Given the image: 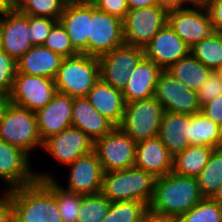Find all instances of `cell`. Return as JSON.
Instances as JSON below:
<instances>
[{"instance_id": "52a82bcc", "label": "cell", "mask_w": 222, "mask_h": 222, "mask_svg": "<svg viewBox=\"0 0 222 222\" xmlns=\"http://www.w3.org/2000/svg\"><path fill=\"white\" fill-rule=\"evenodd\" d=\"M167 23V12L158 7L129 9L123 25L124 44L144 48Z\"/></svg>"}, {"instance_id": "603a6c76", "label": "cell", "mask_w": 222, "mask_h": 222, "mask_svg": "<svg viewBox=\"0 0 222 222\" xmlns=\"http://www.w3.org/2000/svg\"><path fill=\"white\" fill-rule=\"evenodd\" d=\"M162 71L153 61L144 57L132 70L122 91L125 103L153 97Z\"/></svg>"}, {"instance_id": "2e32d148", "label": "cell", "mask_w": 222, "mask_h": 222, "mask_svg": "<svg viewBox=\"0 0 222 222\" xmlns=\"http://www.w3.org/2000/svg\"><path fill=\"white\" fill-rule=\"evenodd\" d=\"M92 19V3L86 0L68 1L59 22L65 28L73 48L88 55V35Z\"/></svg>"}, {"instance_id": "f546056e", "label": "cell", "mask_w": 222, "mask_h": 222, "mask_svg": "<svg viewBox=\"0 0 222 222\" xmlns=\"http://www.w3.org/2000/svg\"><path fill=\"white\" fill-rule=\"evenodd\" d=\"M37 180H41L56 196V202L62 218V222H77L78 211L82 200L81 194H76L72 191L62 188L55 179L47 174L36 173Z\"/></svg>"}, {"instance_id": "5b68a950", "label": "cell", "mask_w": 222, "mask_h": 222, "mask_svg": "<svg viewBox=\"0 0 222 222\" xmlns=\"http://www.w3.org/2000/svg\"><path fill=\"white\" fill-rule=\"evenodd\" d=\"M0 139L27 154L42 147L35 112L10 103L0 119Z\"/></svg>"}, {"instance_id": "e575fe53", "label": "cell", "mask_w": 222, "mask_h": 222, "mask_svg": "<svg viewBox=\"0 0 222 222\" xmlns=\"http://www.w3.org/2000/svg\"><path fill=\"white\" fill-rule=\"evenodd\" d=\"M176 222H222V206L211 198H203Z\"/></svg>"}, {"instance_id": "7c38bea8", "label": "cell", "mask_w": 222, "mask_h": 222, "mask_svg": "<svg viewBox=\"0 0 222 222\" xmlns=\"http://www.w3.org/2000/svg\"><path fill=\"white\" fill-rule=\"evenodd\" d=\"M55 93L54 79L16 73L9 96L10 103L36 112L50 102Z\"/></svg>"}, {"instance_id": "cb8c5ba5", "label": "cell", "mask_w": 222, "mask_h": 222, "mask_svg": "<svg viewBox=\"0 0 222 222\" xmlns=\"http://www.w3.org/2000/svg\"><path fill=\"white\" fill-rule=\"evenodd\" d=\"M63 59L44 45L32 46L16 61V73L55 79Z\"/></svg>"}, {"instance_id": "d6986e66", "label": "cell", "mask_w": 222, "mask_h": 222, "mask_svg": "<svg viewBox=\"0 0 222 222\" xmlns=\"http://www.w3.org/2000/svg\"><path fill=\"white\" fill-rule=\"evenodd\" d=\"M29 15L14 9L0 18V47L15 61L33 45L28 37Z\"/></svg>"}, {"instance_id": "f6af8a7d", "label": "cell", "mask_w": 222, "mask_h": 222, "mask_svg": "<svg viewBox=\"0 0 222 222\" xmlns=\"http://www.w3.org/2000/svg\"><path fill=\"white\" fill-rule=\"evenodd\" d=\"M137 222H176V220L168 215L155 212L148 207Z\"/></svg>"}, {"instance_id": "c3c4849f", "label": "cell", "mask_w": 222, "mask_h": 222, "mask_svg": "<svg viewBox=\"0 0 222 222\" xmlns=\"http://www.w3.org/2000/svg\"><path fill=\"white\" fill-rule=\"evenodd\" d=\"M9 104H10L9 94L0 92V119L3 117L4 112Z\"/></svg>"}, {"instance_id": "ac0fdd59", "label": "cell", "mask_w": 222, "mask_h": 222, "mask_svg": "<svg viewBox=\"0 0 222 222\" xmlns=\"http://www.w3.org/2000/svg\"><path fill=\"white\" fill-rule=\"evenodd\" d=\"M22 149L0 139V178L9 185L7 190L34 183L36 173L31 172L29 157Z\"/></svg>"}, {"instance_id": "7bdbcfd3", "label": "cell", "mask_w": 222, "mask_h": 222, "mask_svg": "<svg viewBox=\"0 0 222 222\" xmlns=\"http://www.w3.org/2000/svg\"><path fill=\"white\" fill-rule=\"evenodd\" d=\"M205 116L210 118L213 122L221 126L222 124V95L204 104L200 108Z\"/></svg>"}, {"instance_id": "d590c367", "label": "cell", "mask_w": 222, "mask_h": 222, "mask_svg": "<svg viewBox=\"0 0 222 222\" xmlns=\"http://www.w3.org/2000/svg\"><path fill=\"white\" fill-rule=\"evenodd\" d=\"M68 0H25L17 9L29 16L59 20Z\"/></svg>"}, {"instance_id": "836d02e7", "label": "cell", "mask_w": 222, "mask_h": 222, "mask_svg": "<svg viewBox=\"0 0 222 222\" xmlns=\"http://www.w3.org/2000/svg\"><path fill=\"white\" fill-rule=\"evenodd\" d=\"M149 206L137 201L111 202L110 209L102 222H137Z\"/></svg>"}, {"instance_id": "44dd1931", "label": "cell", "mask_w": 222, "mask_h": 222, "mask_svg": "<svg viewBox=\"0 0 222 222\" xmlns=\"http://www.w3.org/2000/svg\"><path fill=\"white\" fill-rule=\"evenodd\" d=\"M172 161L173 156L157 136L136 143L134 166L155 178L172 172Z\"/></svg>"}, {"instance_id": "816d5d0a", "label": "cell", "mask_w": 222, "mask_h": 222, "mask_svg": "<svg viewBox=\"0 0 222 222\" xmlns=\"http://www.w3.org/2000/svg\"><path fill=\"white\" fill-rule=\"evenodd\" d=\"M11 4L17 9L25 0H10Z\"/></svg>"}, {"instance_id": "9a60e30c", "label": "cell", "mask_w": 222, "mask_h": 222, "mask_svg": "<svg viewBox=\"0 0 222 222\" xmlns=\"http://www.w3.org/2000/svg\"><path fill=\"white\" fill-rule=\"evenodd\" d=\"M143 49L145 58L153 61L162 70L190 53V47L167 23Z\"/></svg>"}, {"instance_id": "30bf717a", "label": "cell", "mask_w": 222, "mask_h": 222, "mask_svg": "<svg viewBox=\"0 0 222 222\" xmlns=\"http://www.w3.org/2000/svg\"><path fill=\"white\" fill-rule=\"evenodd\" d=\"M167 24L190 48L214 32L208 11L202 3L193 4V8L188 6L167 12Z\"/></svg>"}, {"instance_id": "3957f363", "label": "cell", "mask_w": 222, "mask_h": 222, "mask_svg": "<svg viewBox=\"0 0 222 222\" xmlns=\"http://www.w3.org/2000/svg\"><path fill=\"white\" fill-rule=\"evenodd\" d=\"M156 178L135 166L104 172L100 193L110 202L137 201L149 206Z\"/></svg>"}, {"instance_id": "ab89813d", "label": "cell", "mask_w": 222, "mask_h": 222, "mask_svg": "<svg viewBox=\"0 0 222 222\" xmlns=\"http://www.w3.org/2000/svg\"><path fill=\"white\" fill-rule=\"evenodd\" d=\"M220 95H222V78L212 71L204 84L197 90L199 103L202 106Z\"/></svg>"}, {"instance_id": "4316f807", "label": "cell", "mask_w": 222, "mask_h": 222, "mask_svg": "<svg viewBox=\"0 0 222 222\" xmlns=\"http://www.w3.org/2000/svg\"><path fill=\"white\" fill-rule=\"evenodd\" d=\"M165 71L195 92L204 84V81L212 72L191 52L184 58L171 64Z\"/></svg>"}, {"instance_id": "f5cc1de1", "label": "cell", "mask_w": 222, "mask_h": 222, "mask_svg": "<svg viewBox=\"0 0 222 222\" xmlns=\"http://www.w3.org/2000/svg\"><path fill=\"white\" fill-rule=\"evenodd\" d=\"M214 71L222 78V64Z\"/></svg>"}, {"instance_id": "ba28073f", "label": "cell", "mask_w": 222, "mask_h": 222, "mask_svg": "<svg viewBox=\"0 0 222 222\" xmlns=\"http://www.w3.org/2000/svg\"><path fill=\"white\" fill-rule=\"evenodd\" d=\"M94 152L104 172L128 169L135 164L136 142L115 127L94 141Z\"/></svg>"}, {"instance_id": "1f68e13d", "label": "cell", "mask_w": 222, "mask_h": 222, "mask_svg": "<svg viewBox=\"0 0 222 222\" xmlns=\"http://www.w3.org/2000/svg\"><path fill=\"white\" fill-rule=\"evenodd\" d=\"M190 52L207 68L214 71L222 64V34L213 32L191 47Z\"/></svg>"}, {"instance_id": "f907efd6", "label": "cell", "mask_w": 222, "mask_h": 222, "mask_svg": "<svg viewBox=\"0 0 222 222\" xmlns=\"http://www.w3.org/2000/svg\"><path fill=\"white\" fill-rule=\"evenodd\" d=\"M212 200L216 201L222 206V185L217 189L215 194L211 197Z\"/></svg>"}, {"instance_id": "ee69618b", "label": "cell", "mask_w": 222, "mask_h": 222, "mask_svg": "<svg viewBox=\"0 0 222 222\" xmlns=\"http://www.w3.org/2000/svg\"><path fill=\"white\" fill-rule=\"evenodd\" d=\"M0 222H13V206L6 193L0 197Z\"/></svg>"}, {"instance_id": "f35d334b", "label": "cell", "mask_w": 222, "mask_h": 222, "mask_svg": "<svg viewBox=\"0 0 222 222\" xmlns=\"http://www.w3.org/2000/svg\"><path fill=\"white\" fill-rule=\"evenodd\" d=\"M16 72V61L0 47V92L11 93Z\"/></svg>"}, {"instance_id": "60d3db41", "label": "cell", "mask_w": 222, "mask_h": 222, "mask_svg": "<svg viewBox=\"0 0 222 222\" xmlns=\"http://www.w3.org/2000/svg\"><path fill=\"white\" fill-rule=\"evenodd\" d=\"M91 3L97 9L121 20L124 19L126 12L129 10L127 0H93Z\"/></svg>"}, {"instance_id": "7402d4cb", "label": "cell", "mask_w": 222, "mask_h": 222, "mask_svg": "<svg viewBox=\"0 0 222 222\" xmlns=\"http://www.w3.org/2000/svg\"><path fill=\"white\" fill-rule=\"evenodd\" d=\"M86 98L101 116L115 127H119L125 108V100L121 90L115 89L99 78Z\"/></svg>"}, {"instance_id": "d6a6232c", "label": "cell", "mask_w": 222, "mask_h": 222, "mask_svg": "<svg viewBox=\"0 0 222 222\" xmlns=\"http://www.w3.org/2000/svg\"><path fill=\"white\" fill-rule=\"evenodd\" d=\"M111 202L101 193L82 195L77 222H102L108 213Z\"/></svg>"}, {"instance_id": "277c9868", "label": "cell", "mask_w": 222, "mask_h": 222, "mask_svg": "<svg viewBox=\"0 0 222 222\" xmlns=\"http://www.w3.org/2000/svg\"><path fill=\"white\" fill-rule=\"evenodd\" d=\"M98 57L77 54L64 58L54 79L56 92L75 97H86L99 80Z\"/></svg>"}, {"instance_id": "ffe728a7", "label": "cell", "mask_w": 222, "mask_h": 222, "mask_svg": "<svg viewBox=\"0 0 222 222\" xmlns=\"http://www.w3.org/2000/svg\"><path fill=\"white\" fill-rule=\"evenodd\" d=\"M68 166L71 170L66 190L81 195L100 193L104 171L94 151L79 157Z\"/></svg>"}, {"instance_id": "484cf974", "label": "cell", "mask_w": 222, "mask_h": 222, "mask_svg": "<svg viewBox=\"0 0 222 222\" xmlns=\"http://www.w3.org/2000/svg\"><path fill=\"white\" fill-rule=\"evenodd\" d=\"M72 126L80 129L93 141L110 133L115 126L101 116L86 97L73 98Z\"/></svg>"}, {"instance_id": "7a4b0ae2", "label": "cell", "mask_w": 222, "mask_h": 222, "mask_svg": "<svg viewBox=\"0 0 222 222\" xmlns=\"http://www.w3.org/2000/svg\"><path fill=\"white\" fill-rule=\"evenodd\" d=\"M5 193L13 206V222H62L56 196L41 180Z\"/></svg>"}, {"instance_id": "8d00e7d4", "label": "cell", "mask_w": 222, "mask_h": 222, "mask_svg": "<svg viewBox=\"0 0 222 222\" xmlns=\"http://www.w3.org/2000/svg\"><path fill=\"white\" fill-rule=\"evenodd\" d=\"M43 45L63 58L72 57L79 54L73 48L65 28L59 21L52 27L50 34L46 38Z\"/></svg>"}, {"instance_id": "83f0119b", "label": "cell", "mask_w": 222, "mask_h": 222, "mask_svg": "<svg viewBox=\"0 0 222 222\" xmlns=\"http://www.w3.org/2000/svg\"><path fill=\"white\" fill-rule=\"evenodd\" d=\"M214 148L207 145H190L173 156L172 172L196 178L208 163Z\"/></svg>"}, {"instance_id": "4fadbf2b", "label": "cell", "mask_w": 222, "mask_h": 222, "mask_svg": "<svg viewBox=\"0 0 222 222\" xmlns=\"http://www.w3.org/2000/svg\"><path fill=\"white\" fill-rule=\"evenodd\" d=\"M154 98L164 111L193 115L200 111L197 92L190 90L168 72L163 70L157 79Z\"/></svg>"}, {"instance_id": "681fc988", "label": "cell", "mask_w": 222, "mask_h": 222, "mask_svg": "<svg viewBox=\"0 0 222 222\" xmlns=\"http://www.w3.org/2000/svg\"><path fill=\"white\" fill-rule=\"evenodd\" d=\"M15 8L11 4L10 0H0V15L4 16L11 11H13Z\"/></svg>"}, {"instance_id": "7dc6e473", "label": "cell", "mask_w": 222, "mask_h": 222, "mask_svg": "<svg viewBox=\"0 0 222 222\" xmlns=\"http://www.w3.org/2000/svg\"><path fill=\"white\" fill-rule=\"evenodd\" d=\"M129 9H140L143 7L157 6L156 0H127Z\"/></svg>"}, {"instance_id": "9c48e42d", "label": "cell", "mask_w": 222, "mask_h": 222, "mask_svg": "<svg viewBox=\"0 0 222 222\" xmlns=\"http://www.w3.org/2000/svg\"><path fill=\"white\" fill-rule=\"evenodd\" d=\"M144 57L143 48L123 44L98 57L100 79L123 91L132 70Z\"/></svg>"}, {"instance_id": "e0dca14e", "label": "cell", "mask_w": 222, "mask_h": 222, "mask_svg": "<svg viewBox=\"0 0 222 222\" xmlns=\"http://www.w3.org/2000/svg\"><path fill=\"white\" fill-rule=\"evenodd\" d=\"M72 108L73 98L56 92L50 102L35 112L42 142L72 126Z\"/></svg>"}, {"instance_id": "8fae6325", "label": "cell", "mask_w": 222, "mask_h": 222, "mask_svg": "<svg viewBox=\"0 0 222 222\" xmlns=\"http://www.w3.org/2000/svg\"><path fill=\"white\" fill-rule=\"evenodd\" d=\"M124 44L122 20L92 4L88 35V55L100 57Z\"/></svg>"}, {"instance_id": "5bb4252c", "label": "cell", "mask_w": 222, "mask_h": 222, "mask_svg": "<svg viewBox=\"0 0 222 222\" xmlns=\"http://www.w3.org/2000/svg\"><path fill=\"white\" fill-rule=\"evenodd\" d=\"M43 149L59 163L70 165L79 157L94 151V141L73 126L52 135L43 142Z\"/></svg>"}, {"instance_id": "8992f818", "label": "cell", "mask_w": 222, "mask_h": 222, "mask_svg": "<svg viewBox=\"0 0 222 222\" xmlns=\"http://www.w3.org/2000/svg\"><path fill=\"white\" fill-rule=\"evenodd\" d=\"M164 114L162 105L153 97L125 103L119 128L136 143L156 137Z\"/></svg>"}, {"instance_id": "db71d44e", "label": "cell", "mask_w": 222, "mask_h": 222, "mask_svg": "<svg viewBox=\"0 0 222 222\" xmlns=\"http://www.w3.org/2000/svg\"><path fill=\"white\" fill-rule=\"evenodd\" d=\"M195 3H203L205 0H193Z\"/></svg>"}, {"instance_id": "d4e9b609", "label": "cell", "mask_w": 222, "mask_h": 222, "mask_svg": "<svg viewBox=\"0 0 222 222\" xmlns=\"http://www.w3.org/2000/svg\"><path fill=\"white\" fill-rule=\"evenodd\" d=\"M157 137L174 156L189 145L190 115L164 111Z\"/></svg>"}, {"instance_id": "b9f144b4", "label": "cell", "mask_w": 222, "mask_h": 222, "mask_svg": "<svg viewBox=\"0 0 222 222\" xmlns=\"http://www.w3.org/2000/svg\"><path fill=\"white\" fill-rule=\"evenodd\" d=\"M202 4L208 11L214 32L222 34V0H205Z\"/></svg>"}, {"instance_id": "74e56055", "label": "cell", "mask_w": 222, "mask_h": 222, "mask_svg": "<svg viewBox=\"0 0 222 222\" xmlns=\"http://www.w3.org/2000/svg\"><path fill=\"white\" fill-rule=\"evenodd\" d=\"M58 22L56 19L41 16H29L28 37L33 46L43 45L52 27Z\"/></svg>"}, {"instance_id": "4dcf8cb0", "label": "cell", "mask_w": 222, "mask_h": 222, "mask_svg": "<svg viewBox=\"0 0 222 222\" xmlns=\"http://www.w3.org/2000/svg\"><path fill=\"white\" fill-rule=\"evenodd\" d=\"M204 198H211L222 185V148L214 149L208 163L196 177Z\"/></svg>"}, {"instance_id": "f1b7e54d", "label": "cell", "mask_w": 222, "mask_h": 222, "mask_svg": "<svg viewBox=\"0 0 222 222\" xmlns=\"http://www.w3.org/2000/svg\"><path fill=\"white\" fill-rule=\"evenodd\" d=\"M189 145H207L214 149L222 148L220 126L200 111L190 115Z\"/></svg>"}, {"instance_id": "6da1fadb", "label": "cell", "mask_w": 222, "mask_h": 222, "mask_svg": "<svg viewBox=\"0 0 222 222\" xmlns=\"http://www.w3.org/2000/svg\"><path fill=\"white\" fill-rule=\"evenodd\" d=\"M203 198L196 178L170 172L156 178L149 208L177 220Z\"/></svg>"}, {"instance_id": "bcb514c9", "label": "cell", "mask_w": 222, "mask_h": 222, "mask_svg": "<svg viewBox=\"0 0 222 222\" xmlns=\"http://www.w3.org/2000/svg\"><path fill=\"white\" fill-rule=\"evenodd\" d=\"M156 1H157V6L164 9L166 12L186 8L184 5L188 3L195 4L193 0H156Z\"/></svg>"}]
</instances>
